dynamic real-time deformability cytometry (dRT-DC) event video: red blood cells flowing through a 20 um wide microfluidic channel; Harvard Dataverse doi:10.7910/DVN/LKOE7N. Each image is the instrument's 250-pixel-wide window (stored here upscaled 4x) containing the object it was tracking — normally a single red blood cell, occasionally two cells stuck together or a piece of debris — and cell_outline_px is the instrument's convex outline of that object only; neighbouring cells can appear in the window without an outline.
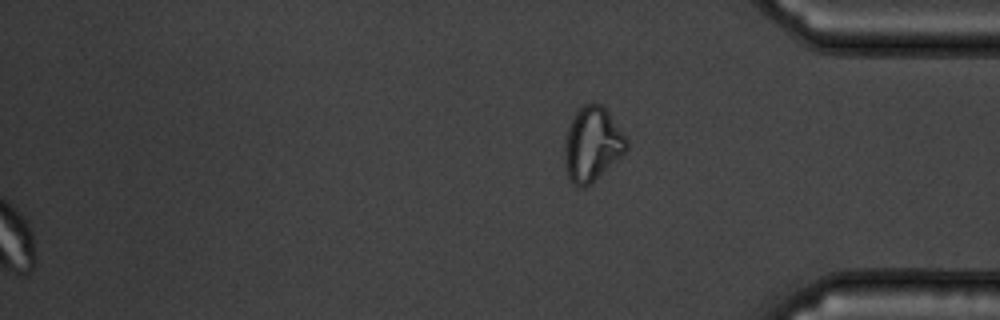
{"species": "common noctule bat (a hibernating species)", "species_latin": "Nyctalus noctula", "temperature_condition": "warm", "stored_images_in_passage": 47, "segment_of_instrument_passage": [2, 2], "camera_frame_rate_fps": 3000, "um_per_image_px": 0.085, "animal": {"sex": "male", "body_mass_g": 19.5, "forearm_length_mm": 54.6}, "frame": {"image": 1, "passage_image": 47, "time_ms": 15.333, "image_size_px": [1000, 320], "cell_outline_px": [[628, 148], [620, 156], [584, 188], [580, 188], [572, 184], [568, 180], [564, 164], [564, 144], [568, 128], [576, 112], [584, 104], [600, 104], [608, 112], [628, 140]], "centroid_in_image_um": [50.3, 12.28], "position_along_channel_um": 384.9, "area_um2": 26.36}}